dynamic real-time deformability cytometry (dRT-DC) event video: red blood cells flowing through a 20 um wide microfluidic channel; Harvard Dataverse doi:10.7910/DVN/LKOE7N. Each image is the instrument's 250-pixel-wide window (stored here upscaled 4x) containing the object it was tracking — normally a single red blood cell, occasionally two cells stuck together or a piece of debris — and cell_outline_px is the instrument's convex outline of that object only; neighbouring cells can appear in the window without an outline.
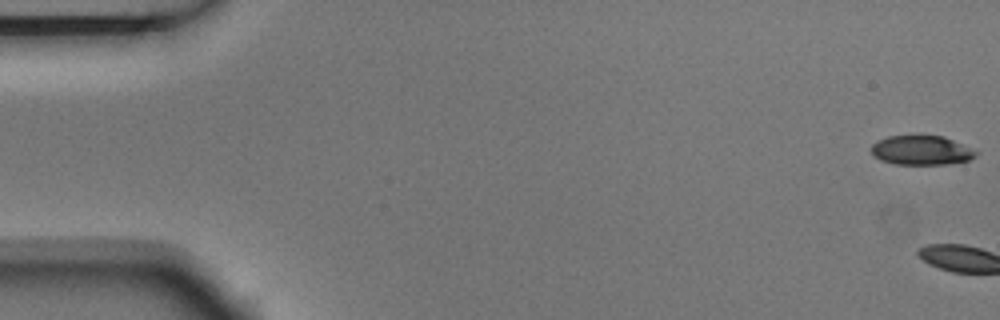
{"species": "Egyptian fruit bat (a non-hibernating species)", "species_latin": "Rousettus aegyptiacus", "temperature_condition": "room temperature", "stored_images_in_passage": 7, "camera_frame_rate_fps": 3000, "um_per_image_px": 0.085, "animal": {"sex": "male"}, "frame": {"image": 1, "passage_image": 1, "time_ms": 0.0, "image_size_px": [1000, 320], "cell_outline_px": [[980, 152], [976, 156], [968, 160], [944, 164], [896, 164], [880, 160], [872, 156], [872, 144], [876, 140], [888, 136], [920, 132], [944, 136]], "centroid_in_image_um": [78.28, 12.71], "position_along_channel_um": 6.7, "area_um2": 18.67}}
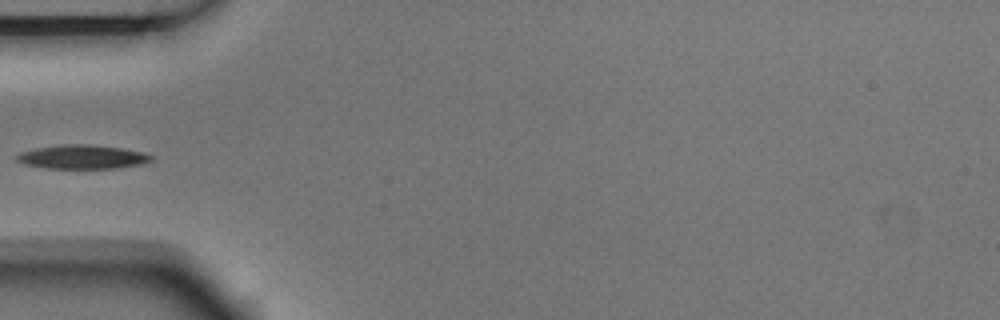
{"frame": {"image": 2, "passage_image": 6, "time_ms": 1.667, "image_size_px": [1000, 320], "cell_outline_px": [[156, 156], [152, 160], [140, 164], [116, 168], [44, 168], [24, 164], [16, 160], [16, 156], [20, 152], [36, 148], [64, 144], [92, 144], [120, 148], [144, 152]], "centroid_in_image_um": [7.01, 13.33], "position_along_channel_um": 78.0, "area_um2": 18.79}}
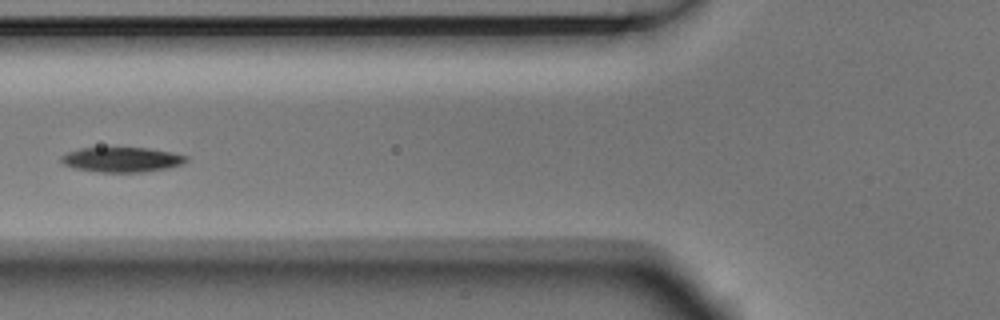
{"frame": {"image": 3, "passage_image": 7, "time_ms": 2.0, "image_size_px": [1000, 320], "cell_outline_px": [[188, 160], [180, 164], [168, 168], [144, 172], [100, 172], [76, 168], [64, 164], [60, 160], [60, 156], [68, 152], [80, 148], [148, 148], [172, 152], [188, 156]], "centroid_in_image_um": [10.37, 13.56], "position_along_channel_um": 115.4, "area_um2": 18.03}}